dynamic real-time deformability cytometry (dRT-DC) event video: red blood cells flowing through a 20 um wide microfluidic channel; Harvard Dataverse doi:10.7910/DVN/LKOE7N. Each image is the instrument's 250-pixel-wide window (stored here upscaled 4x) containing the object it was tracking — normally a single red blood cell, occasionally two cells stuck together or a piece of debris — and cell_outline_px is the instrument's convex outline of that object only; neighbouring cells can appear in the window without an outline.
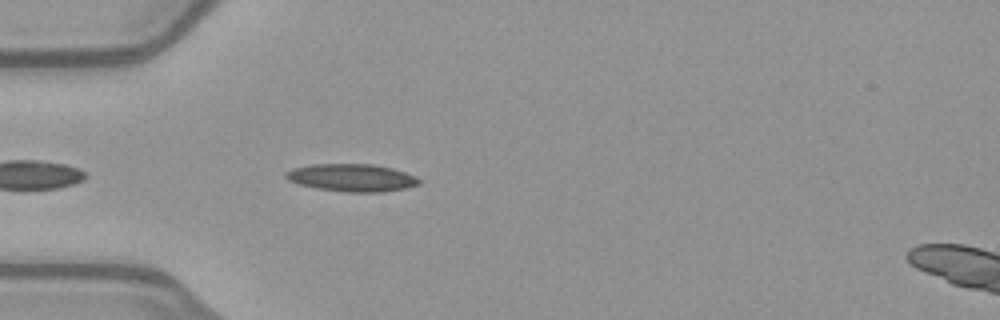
{"species": "common noctule bat (a hibernating species)", "species_latin": "Nyctalus noctula", "temperature_condition": "warm", "stored_images_in_passage": 13, "camera_frame_rate_fps": 3000, "um_per_image_px": 0.085, "animal": {"sex": "female", "body_mass_g": 21.9}, "frame": {"image": 1, "passage_image": 3, "time_ms": 0.667, "image_size_px": [1000, 320], "cell_outline_px": [[420, 184], [404, 188], [384, 192], [348, 192], [316, 188], [300, 184], [288, 180], [284, 176], [284, 172], [292, 168], [312, 164], [372, 164], [392, 168], [416, 176], [420, 180]], "centroid_in_image_um": [29.89, 15.1], "position_along_channel_um": 55.1, "area_um2": 21.39}}
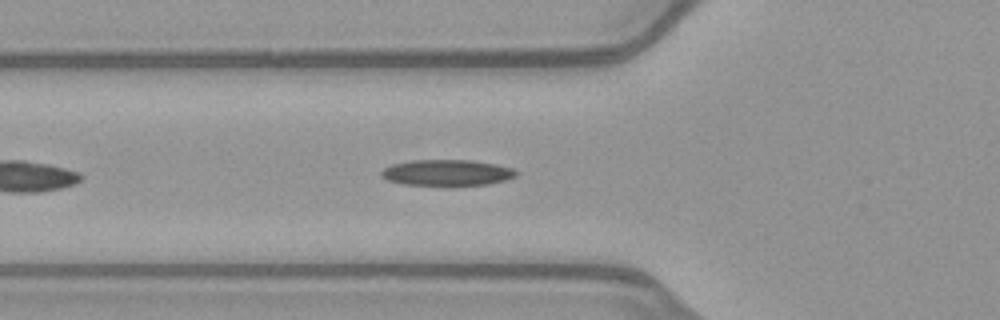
{"frame": {"image": 2, "passage_image": 6, "time_ms": 1.667, "image_size_px": [1000, 320], "cell_outline_px": [[516, 176], [504, 180], [488, 184], [448, 188], [404, 184], [388, 180], [380, 176], [380, 172], [384, 168], [392, 164], [412, 160], [472, 160], [496, 164], [512, 168], [516, 172]], "centroid_in_image_um": [37.96, 14.71], "position_along_channel_um": 87.8, "area_um2": 21.21}}
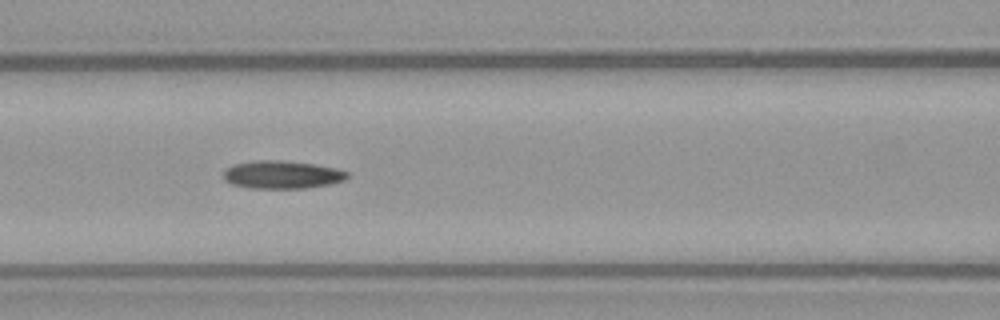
{"frame": {"image": 3, "passage_image": 10, "time_ms": 3.0, "image_size_px": [1000, 320], "cell_outline_px": [[348, 176], [344, 180], [332, 184], [304, 188], [248, 188], [232, 184], [224, 180], [224, 168], [232, 164], [256, 160], [280, 160], [316, 164], [336, 168], [348, 172]], "centroid_in_image_um": [23.95, 14.84], "position_along_channel_um": 142.6, "area_um2": 20.35}}